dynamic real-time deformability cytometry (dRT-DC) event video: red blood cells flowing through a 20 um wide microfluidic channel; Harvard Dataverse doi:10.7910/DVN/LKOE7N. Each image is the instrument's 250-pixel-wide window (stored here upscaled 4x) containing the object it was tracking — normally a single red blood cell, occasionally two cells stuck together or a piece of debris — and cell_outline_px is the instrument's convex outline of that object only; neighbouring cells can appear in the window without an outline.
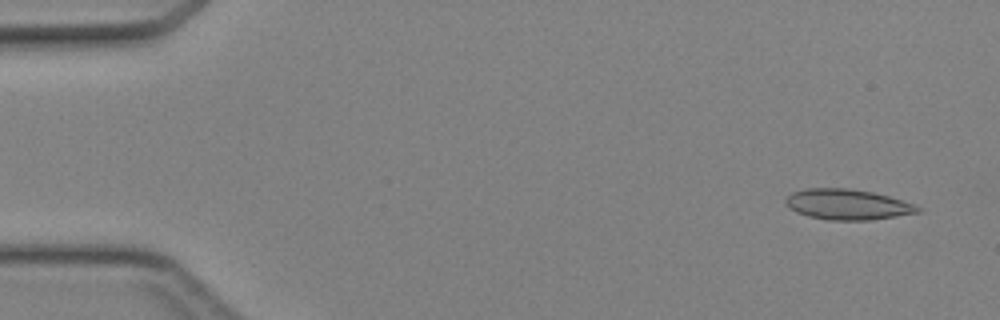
{"species": "Egyptian fruit bat (a non-hibernating species)", "species_latin": "Rousettus aegyptiacus", "temperature_condition": "cold", "stored_images_in_passage": 46, "camera_frame_rate_fps": 3000, "um_per_image_px": 0.085, "animal": {"sex": "female"}, "frame": {"image": 1, "passage_image": 3, "time_ms": 0.667, "image_size_px": [1000, 320], "cell_outline_px": [[920, 212], [872, 220], [824, 220], [808, 216], [796, 212], [788, 208], [784, 204], [784, 200], [792, 192], [804, 188], [848, 188], [872, 192], [888, 196], [912, 204], [920, 208]], "centroid_in_image_um": [71.95, 17.38], "position_along_channel_um": 13.0, "area_um2": 23.52}}
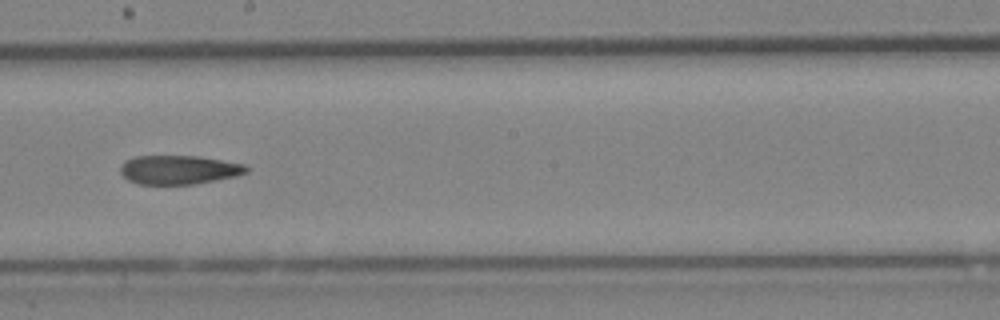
{"frame": {"image": 2, "passage_image": 26, "time_ms": 8.333, "image_size_px": [1000, 320], "cell_outline_px": [[248, 172], [236, 176], [192, 184], [140, 184], [128, 180], [120, 172], [120, 164], [124, 160], [132, 156], [200, 156], [244, 164], [248, 168]], "centroid_in_image_um": [15.16, 14.42], "position_along_channel_um": 233.0, "area_um2": 21.27}}
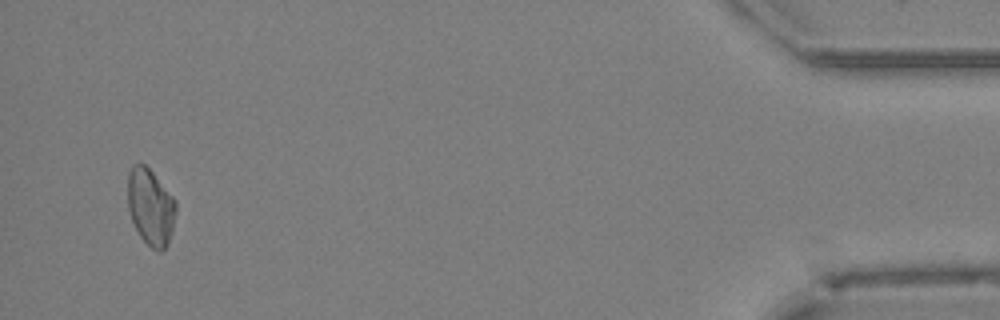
{"frame": {"image": 3, "passage_image": 44, "time_ms": 14.333, "image_size_px": [1000, 320], "cell_outline_px": [[176, 212], [172, 232], [164, 248], [160, 252], [152, 248], [140, 236], [132, 220], [128, 208], [128, 172], [132, 164], [144, 164], [152, 172], [176, 200]], "centroid_in_image_um": [12.8, 17.57], "position_along_channel_um": 422.4, "area_um2": 21.27}}